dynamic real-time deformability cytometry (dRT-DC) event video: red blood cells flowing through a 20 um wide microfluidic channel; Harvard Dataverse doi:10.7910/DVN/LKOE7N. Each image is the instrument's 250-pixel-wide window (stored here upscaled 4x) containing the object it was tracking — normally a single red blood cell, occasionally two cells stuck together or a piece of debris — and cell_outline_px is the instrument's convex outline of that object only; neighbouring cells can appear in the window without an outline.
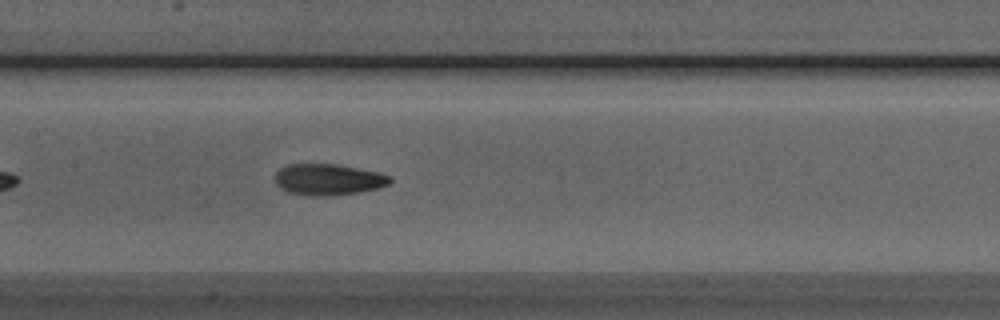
{"species": "Egyptian fruit bat (a non-hibernating species)", "species_latin": "Rousettus aegyptiacus", "temperature_condition": "room temperature", "stored_images_in_passage": 25, "camera_frame_rate_fps": 3000, "um_per_image_px": 0.085, "animal": {"sex": "male"}, "frame": {"image": 1, "passage_image": 12, "time_ms": 3.667, "image_size_px": [1000, 320], "cell_outline_px": [[392, 180], [388, 184], [380, 188], [332, 196], [308, 196], [288, 192], [280, 188], [276, 184], [276, 172], [280, 168], [288, 164], [336, 164], [380, 172], [392, 176]], "centroid_in_image_um": [27.92, 15.26], "position_along_channel_um": 179.5, "area_um2": 21.1}}
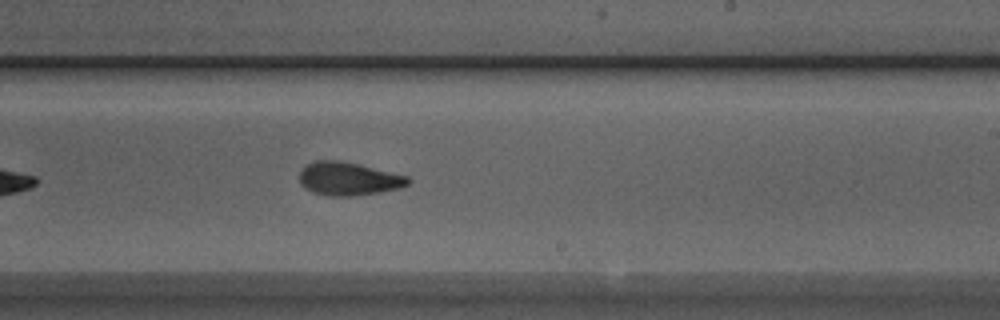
{"frame": {"image": 2, "passage_image": 18, "time_ms": 5.667, "image_size_px": [1000, 320], "cell_outline_px": [[412, 180], [408, 184], [400, 188], [380, 192], [352, 196], [332, 196], [312, 192], [304, 188], [300, 184], [300, 172], [304, 164], [312, 160], [340, 160], [408, 176]], "centroid_in_image_um": [29.58, 15.19], "position_along_channel_um": 259.4, "area_um2": 21.15}}
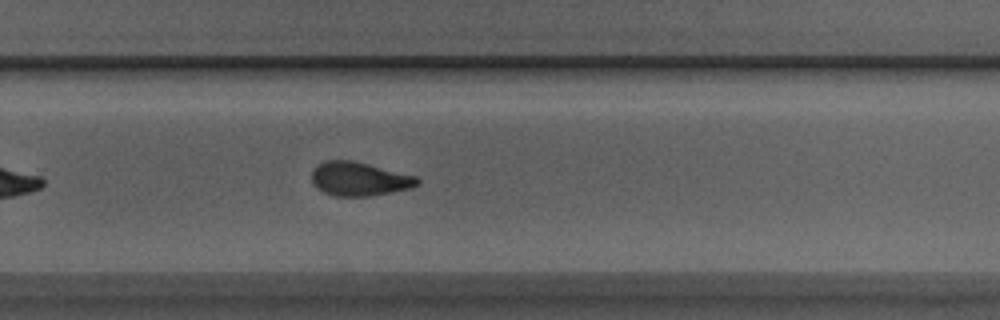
{"frame": {"image": 3, "passage_image": 21, "time_ms": 6.667, "image_size_px": [1000, 320], "cell_outline_px": [[420, 184], [412, 188], [392, 192], [368, 196], [336, 196], [324, 192], [316, 188], [312, 184], [312, 168], [316, 164], [324, 160], [352, 160], [416, 176], [420, 180]], "centroid_in_image_um": [30.51, 15.2], "position_along_channel_um": 299.3, "area_um2": 20.98}}